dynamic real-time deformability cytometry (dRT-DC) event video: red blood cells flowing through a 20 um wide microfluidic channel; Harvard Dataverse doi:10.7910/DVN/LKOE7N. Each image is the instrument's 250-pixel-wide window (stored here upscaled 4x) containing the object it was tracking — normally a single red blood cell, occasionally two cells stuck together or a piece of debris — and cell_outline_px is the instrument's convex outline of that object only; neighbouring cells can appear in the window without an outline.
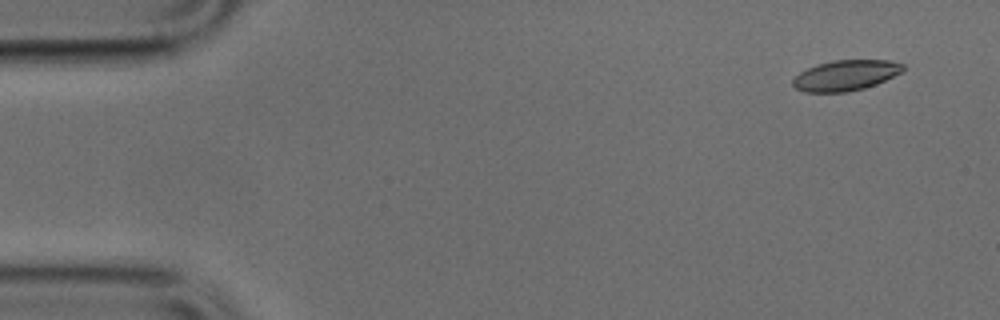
{"species": "common noctule bat (a hibernating species)", "species_latin": "Nyctalus noctula", "temperature_condition": "cold", "stored_images_in_passage": 48, "camera_frame_rate_fps": 3000, "um_per_image_px": 0.085, "animal": {"sex": "male", "body_mass_g": 17.9, "forearm_length_mm": 54.2}, "frame": {"image": 1, "passage_image": 1, "time_ms": 0.0, "image_size_px": [1000, 320], "cell_outline_px": [[904, 68], [900, 72], [876, 84], [864, 88], [848, 92], [804, 92], [796, 88], [792, 84], [792, 80], [800, 72], [808, 68], [832, 60], [888, 60], [904, 64]], "centroid_in_image_um": [71.86, 6.41], "position_along_channel_um": 13.1, "area_um2": 19.36}}
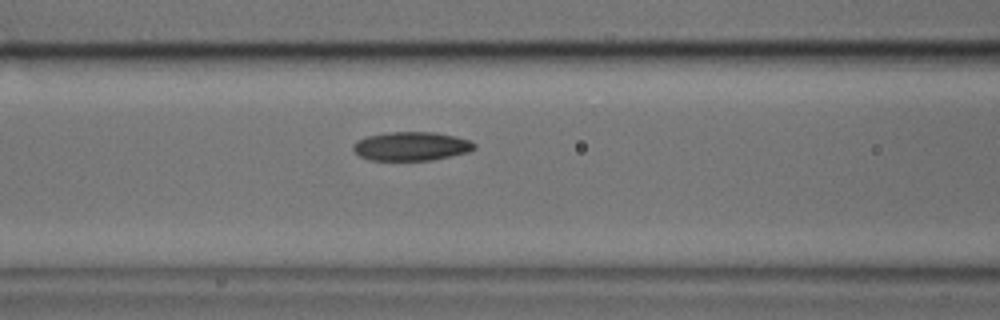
{"frame": {"image": 2, "passage_image": 18, "time_ms": 5.667, "image_size_px": [1000, 320], "cell_outline_px": [[476, 148], [468, 152], [432, 160], [368, 160], [360, 156], [352, 148], [352, 144], [356, 140], [368, 136], [388, 132], [436, 132], [456, 136], [472, 140], [476, 144]], "centroid_in_image_um": [34.98, 12.42], "position_along_channel_um": 131.6, "area_um2": 20.52}}
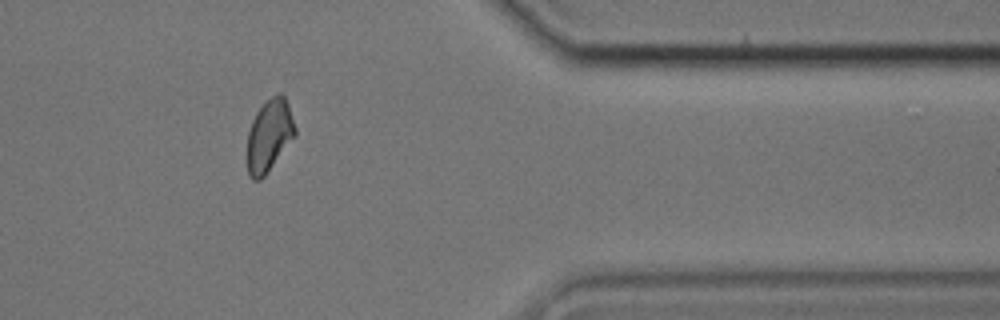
{"frame": {"image": 3, "passage_image": 39, "time_ms": 12.667, "image_size_px": [1000, 320], "cell_outline_px": [[296, 136], [264, 176], [260, 180], [252, 180], [248, 172], [248, 132], [252, 120], [256, 112], [272, 96], [280, 92], [284, 96], [288, 104], [296, 128]], "centroid_in_image_um": [22.9, 11.52], "position_along_channel_um": 388.5, "area_um2": 19.94}}